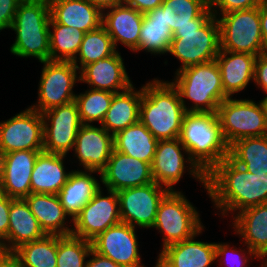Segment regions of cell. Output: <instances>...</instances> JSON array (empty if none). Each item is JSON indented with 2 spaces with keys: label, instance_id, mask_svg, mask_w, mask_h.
<instances>
[{
  "label": "cell",
  "instance_id": "7a4b0ae2",
  "mask_svg": "<svg viewBox=\"0 0 267 267\" xmlns=\"http://www.w3.org/2000/svg\"><path fill=\"white\" fill-rule=\"evenodd\" d=\"M185 113L179 92L171 82L154 78L143 85L139 121L157 140L179 138Z\"/></svg>",
  "mask_w": 267,
  "mask_h": 267
},
{
  "label": "cell",
  "instance_id": "db71d44e",
  "mask_svg": "<svg viewBox=\"0 0 267 267\" xmlns=\"http://www.w3.org/2000/svg\"><path fill=\"white\" fill-rule=\"evenodd\" d=\"M3 250H2V245H1V243H0V252H2Z\"/></svg>",
  "mask_w": 267,
  "mask_h": 267
},
{
  "label": "cell",
  "instance_id": "9a60e30c",
  "mask_svg": "<svg viewBox=\"0 0 267 267\" xmlns=\"http://www.w3.org/2000/svg\"><path fill=\"white\" fill-rule=\"evenodd\" d=\"M102 191L100 188L72 221L73 236L91 241L121 222L117 192L107 189L109 195L104 196Z\"/></svg>",
  "mask_w": 267,
  "mask_h": 267
},
{
  "label": "cell",
  "instance_id": "4316f807",
  "mask_svg": "<svg viewBox=\"0 0 267 267\" xmlns=\"http://www.w3.org/2000/svg\"><path fill=\"white\" fill-rule=\"evenodd\" d=\"M24 199L46 235L72 234V227L69 228L65 223L69 215L65 212L58 195L31 193Z\"/></svg>",
  "mask_w": 267,
  "mask_h": 267
},
{
  "label": "cell",
  "instance_id": "e0dca14e",
  "mask_svg": "<svg viewBox=\"0 0 267 267\" xmlns=\"http://www.w3.org/2000/svg\"><path fill=\"white\" fill-rule=\"evenodd\" d=\"M100 173V182L115 192L154 182L151 164L116 151L114 148L106 167Z\"/></svg>",
  "mask_w": 267,
  "mask_h": 267
},
{
  "label": "cell",
  "instance_id": "681fc988",
  "mask_svg": "<svg viewBox=\"0 0 267 267\" xmlns=\"http://www.w3.org/2000/svg\"><path fill=\"white\" fill-rule=\"evenodd\" d=\"M90 4L96 6L101 12L124 4V0H87Z\"/></svg>",
  "mask_w": 267,
  "mask_h": 267
},
{
  "label": "cell",
  "instance_id": "5b68a950",
  "mask_svg": "<svg viewBox=\"0 0 267 267\" xmlns=\"http://www.w3.org/2000/svg\"><path fill=\"white\" fill-rule=\"evenodd\" d=\"M175 74L171 83L178 90L186 112L217 113L219 105L228 98L216 60L184 68ZM185 98L194 105L186 106Z\"/></svg>",
  "mask_w": 267,
  "mask_h": 267
},
{
  "label": "cell",
  "instance_id": "ba28073f",
  "mask_svg": "<svg viewBox=\"0 0 267 267\" xmlns=\"http://www.w3.org/2000/svg\"><path fill=\"white\" fill-rule=\"evenodd\" d=\"M220 16L217 18L220 26V50L255 56L267 51L261 33L259 6Z\"/></svg>",
  "mask_w": 267,
  "mask_h": 267
},
{
  "label": "cell",
  "instance_id": "83f0119b",
  "mask_svg": "<svg viewBox=\"0 0 267 267\" xmlns=\"http://www.w3.org/2000/svg\"><path fill=\"white\" fill-rule=\"evenodd\" d=\"M89 172V173H88ZM97 171L73 170L71 171L66 184L58 192L59 200L65 212L72 218L80 213L82 208L94 197L101 188L98 179L92 173Z\"/></svg>",
  "mask_w": 267,
  "mask_h": 267
},
{
  "label": "cell",
  "instance_id": "4fadbf2b",
  "mask_svg": "<svg viewBox=\"0 0 267 267\" xmlns=\"http://www.w3.org/2000/svg\"><path fill=\"white\" fill-rule=\"evenodd\" d=\"M42 115L43 151L67 155L73 149L78 130L82 126L76 101L49 109Z\"/></svg>",
  "mask_w": 267,
  "mask_h": 267
},
{
  "label": "cell",
  "instance_id": "7bdbcfd3",
  "mask_svg": "<svg viewBox=\"0 0 267 267\" xmlns=\"http://www.w3.org/2000/svg\"><path fill=\"white\" fill-rule=\"evenodd\" d=\"M253 82L267 93V51L256 58Z\"/></svg>",
  "mask_w": 267,
  "mask_h": 267
},
{
  "label": "cell",
  "instance_id": "1f68e13d",
  "mask_svg": "<svg viewBox=\"0 0 267 267\" xmlns=\"http://www.w3.org/2000/svg\"><path fill=\"white\" fill-rule=\"evenodd\" d=\"M114 149L152 164L158 140L139 121L113 136Z\"/></svg>",
  "mask_w": 267,
  "mask_h": 267
},
{
  "label": "cell",
  "instance_id": "2e32d148",
  "mask_svg": "<svg viewBox=\"0 0 267 267\" xmlns=\"http://www.w3.org/2000/svg\"><path fill=\"white\" fill-rule=\"evenodd\" d=\"M135 228L119 222L91 240L92 249L124 267H145L138 249Z\"/></svg>",
  "mask_w": 267,
  "mask_h": 267
},
{
  "label": "cell",
  "instance_id": "d590c367",
  "mask_svg": "<svg viewBox=\"0 0 267 267\" xmlns=\"http://www.w3.org/2000/svg\"><path fill=\"white\" fill-rule=\"evenodd\" d=\"M22 267H57V235H45L13 251Z\"/></svg>",
  "mask_w": 267,
  "mask_h": 267
},
{
  "label": "cell",
  "instance_id": "6da1fadb",
  "mask_svg": "<svg viewBox=\"0 0 267 267\" xmlns=\"http://www.w3.org/2000/svg\"><path fill=\"white\" fill-rule=\"evenodd\" d=\"M206 190L223 216L238 213L267 203V173H250L227 157L206 174Z\"/></svg>",
  "mask_w": 267,
  "mask_h": 267
},
{
  "label": "cell",
  "instance_id": "7dc6e473",
  "mask_svg": "<svg viewBox=\"0 0 267 267\" xmlns=\"http://www.w3.org/2000/svg\"><path fill=\"white\" fill-rule=\"evenodd\" d=\"M0 267H22L13 252H0Z\"/></svg>",
  "mask_w": 267,
  "mask_h": 267
},
{
  "label": "cell",
  "instance_id": "5bb4252c",
  "mask_svg": "<svg viewBox=\"0 0 267 267\" xmlns=\"http://www.w3.org/2000/svg\"><path fill=\"white\" fill-rule=\"evenodd\" d=\"M43 115L26 108L12 118L0 122V150L3 154L31 150L43 151Z\"/></svg>",
  "mask_w": 267,
  "mask_h": 267
},
{
  "label": "cell",
  "instance_id": "7402d4cb",
  "mask_svg": "<svg viewBox=\"0 0 267 267\" xmlns=\"http://www.w3.org/2000/svg\"><path fill=\"white\" fill-rule=\"evenodd\" d=\"M233 226L236 234L247 245L250 258L267 257V203L252 206L238 212L233 217Z\"/></svg>",
  "mask_w": 267,
  "mask_h": 267
},
{
  "label": "cell",
  "instance_id": "f907efd6",
  "mask_svg": "<svg viewBox=\"0 0 267 267\" xmlns=\"http://www.w3.org/2000/svg\"><path fill=\"white\" fill-rule=\"evenodd\" d=\"M3 161H4V154L0 150V181H1L2 173H3Z\"/></svg>",
  "mask_w": 267,
  "mask_h": 267
},
{
  "label": "cell",
  "instance_id": "e575fe53",
  "mask_svg": "<svg viewBox=\"0 0 267 267\" xmlns=\"http://www.w3.org/2000/svg\"><path fill=\"white\" fill-rule=\"evenodd\" d=\"M50 60L51 61H73L77 56L85 32L62 24H57L52 18L50 20Z\"/></svg>",
  "mask_w": 267,
  "mask_h": 267
},
{
  "label": "cell",
  "instance_id": "ac0fdd59",
  "mask_svg": "<svg viewBox=\"0 0 267 267\" xmlns=\"http://www.w3.org/2000/svg\"><path fill=\"white\" fill-rule=\"evenodd\" d=\"M114 148L113 135L101 125L82 124L74 143V155L84 170L101 171L106 167Z\"/></svg>",
  "mask_w": 267,
  "mask_h": 267
},
{
  "label": "cell",
  "instance_id": "3957f363",
  "mask_svg": "<svg viewBox=\"0 0 267 267\" xmlns=\"http://www.w3.org/2000/svg\"><path fill=\"white\" fill-rule=\"evenodd\" d=\"M179 140L188 156L205 174L229 157V145L224 139L217 113L186 112Z\"/></svg>",
  "mask_w": 267,
  "mask_h": 267
},
{
  "label": "cell",
  "instance_id": "b9f144b4",
  "mask_svg": "<svg viewBox=\"0 0 267 267\" xmlns=\"http://www.w3.org/2000/svg\"><path fill=\"white\" fill-rule=\"evenodd\" d=\"M23 0H0V31L12 26L15 13Z\"/></svg>",
  "mask_w": 267,
  "mask_h": 267
},
{
  "label": "cell",
  "instance_id": "816d5d0a",
  "mask_svg": "<svg viewBox=\"0 0 267 267\" xmlns=\"http://www.w3.org/2000/svg\"><path fill=\"white\" fill-rule=\"evenodd\" d=\"M260 102H261V104L263 106L264 114H265L266 121H267V96L264 97Z\"/></svg>",
  "mask_w": 267,
  "mask_h": 267
},
{
  "label": "cell",
  "instance_id": "30bf717a",
  "mask_svg": "<svg viewBox=\"0 0 267 267\" xmlns=\"http://www.w3.org/2000/svg\"><path fill=\"white\" fill-rule=\"evenodd\" d=\"M40 75L38 101L30 108L43 113L75 100L73 87L80 81L79 69L72 61H44ZM78 71V73H77Z\"/></svg>",
  "mask_w": 267,
  "mask_h": 267
},
{
  "label": "cell",
  "instance_id": "9c48e42d",
  "mask_svg": "<svg viewBox=\"0 0 267 267\" xmlns=\"http://www.w3.org/2000/svg\"><path fill=\"white\" fill-rule=\"evenodd\" d=\"M217 114L229 146L241 138L267 135V121L260 101L228 97L219 105Z\"/></svg>",
  "mask_w": 267,
  "mask_h": 267
},
{
  "label": "cell",
  "instance_id": "d4e9b609",
  "mask_svg": "<svg viewBox=\"0 0 267 267\" xmlns=\"http://www.w3.org/2000/svg\"><path fill=\"white\" fill-rule=\"evenodd\" d=\"M256 58L248 53L219 51L215 60L220 68L224 93L228 97L245 90L250 80H254Z\"/></svg>",
  "mask_w": 267,
  "mask_h": 267
},
{
  "label": "cell",
  "instance_id": "8992f818",
  "mask_svg": "<svg viewBox=\"0 0 267 267\" xmlns=\"http://www.w3.org/2000/svg\"><path fill=\"white\" fill-rule=\"evenodd\" d=\"M220 51V26L214 15L203 26H185L173 33L169 52L184 68L215 60Z\"/></svg>",
  "mask_w": 267,
  "mask_h": 267
},
{
  "label": "cell",
  "instance_id": "c3c4849f",
  "mask_svg": "<svg viewBox=\"0 0 267 267\" xmlns=\"http://www.w3.org/2000/svg\"><path fill=\"white\" fill-rule=\"evenodd\" d=\"M259 16L261 21V33L267 47V0H262L259 6Z\"/></svg>",
  "mask_w": 267,
  "mask_h": 267
},
{
  "label": "cell",
  "instance_id": "277c9868",
  "mask_svg": "<svg viewBox=\"0 0 267 267\" xmlns=\"http://www.w3.org/2000/svg\"><path fill=\"white\" fill-rule=\"evenodd\" d=\"M48 0H23L15 13L11 30L16 32L10 52L19 57H35L39 62L50 60Z\"/></svg>",
  "mask_w": 267,
  "mask_h": 267
},
{
  "label": "cell",
  "instance_id": "484cf974",
  "mask_svg": "<svg viewBox=\"0 0 267 267\" xmlns=\"http://www.w3.org/2000/svg\"><path fill=\"white\" fill-rule=\"evenodd\" d=\"M51 18L64 26L90 32L102 25V12L87 0H48Z\"/></svg>",
  "mask_w": 267,
  "mask_h": 267
},
{
  "label": "cell",
  "instance_id": "cb8c5ba5",
  "mask_svg": "<svg viewBox=\"0 0 267 267\" xmlns=\"http://www.w3.org/2000/svg\"><path fill=\"white\" fill-rule=\"evenodd\" d=\"M45 235L25 199L11 198L8 235L1 242L2 250L13 252L20 245L39 240Z\"/></svg>",
  "mask_w": 267,
  "mask_h": 267
},
{
  "label": "cell",
  "instance_id": "7c38bea8",
  "mask_svg": "<svg viewBox=\"0 0 267 267\" xmlns=\"http://www.w3.org/2000/svg\"><path fill=\"white\" fill-rule=\"evenodd\" d=\"M159 184H150L117 191L121 222L139 228H152L159 203L169 192ZM137 224V225H136Z\"/></svg>",
  "mask_w": 267,
  "mask_h": 267
},
{
  "label": "cell",
  "instance_id": "8fae6325",
  "mask_svg": "<svg viewBox=\"0 0 267 267\" xmlns=\"http://www.w3.org/2000/svg\"><path fill=\"white\" fill-rule=\"evenodd\" d=\"M185 152L183 153L182 152ZM186 148L182 145L179 138L172 140H158L154 159L151 164L154 182L167 188L169 191H175L174 184L178 183L186 171L189 164V174L195 180L200 181L206 189V174L195 164L187 155Z\"/></svg>",
  "mask_w": 267,
  "mask_h": 267
},
{
  "label": "cell",
  "instance_id": "d6986e66",
  "mask_svg": "<svg viewBox=\"0 0 267 267\" xmlns=\"http://www.w3.org/2000/svg\"><path fill=\"white\" fill-rule=\"evenodd\" d=\"M42 151L22 150L4 154L0 192L12 199L31 194V174Z\"/></svg>",
  "mask_w": 267,
  "mask_h": 267
},
{
  "label": "cell",
  "instance_id": "bcb514c9",
  "mask_svg": "<svg viewBox=\"0 0 267 267\" xmlns=\"http://www.w3.org/2000/svg\"><path fill=\"white\" fill-rule=\"evenodd\" d=\"M163 0H124V4L135 8L137 11L145 13L159 7Z\"/></svg>",
  "mask_w": 267,
  "mask_h": 267
},
{
  "label": "cell",
  "instance_id": "603a6c76",
  "mask_svg": "<svg viewBox=\"0 0 267 267\" xmlns=\"http://www.w3.org/2000/svg\"><path fill=\"white\" fill-rule=\"evenodd\" d=\"M106 11L102 12V26L112 38L115 48L120 42L134 51L138 47L144 13L125 4Z\"/></svg>",
  "mask_w": 267,
  "mask_h": 267
},
{
  "label": "cell",
  "instance_id": "52a82bcc",
  "mask_svg": "<svg viewBox=\"0 0 267 267\" xmlns=\"http://www.w3.org/2000/svg\"><path fill=\"white\" fill-rule=\"evenodd\" d=\"M204 226L196 207L180 191H169L158 206L156 228L163 236L162 249L195 236Z\"/></svg>",
  "mask_w": 267,
  "mask_h": 267
},
{
  "label": "cell",
  "instance_id": "f1b7e54d",
  "mask_svg": "<svg viewBox=\"0 0 267 267\" xmlns=\"http://www.w3.org/2000/svg\"><path fill=\"white\" fill-rule=\"evenodd\" d=\"M66 155L40 152L31 174V193L58 194L71 173L65 171Z\"/></svg>",
  "mask_w": 267,
  "mask_h": 267
},
{
  "label": "cell",
  "instance_id": "836d02e7",
  "mask_svg": "<svg viewBox=\"0 0 267 267\" xmlns=\"http://www.w3.org/2000/svg\"><path fill=\"white\" fill-rule=\"evenodd\" d=\"M229 158L253 174L267 173V135L245 137L229 146Z\"/></svg>",
  "mask_w": 267,
  "mask_h": 267
},
{
  "label": "cell",
  "instance_id": "8d00e7d4",
  "mask_svg": "<svg viewBox=\"0 0 267 267\" xmlns=\"http://www.w3.org/2000/svg\"><path fill=\"white\" fill-rule=\"evenodd\" d=\"M116 51L112 38L101 25L98 29L85 33L79 52L72 63L81 71L86 65L107 58Z\"/></svg>",
  "mask_w": 267,
  "mask_h": 267
},
{
  "label": "cell",
  "instance_id": "f6af8a7d",
  "mask_svg": "<svg viewBox=\"0 0 267 267\" xmlns=\"http://www.w3.org/2000/svg\"><path fill=\"white\" fill-rule=\"evenodd\" d=\"M89 256H92V258L87 260L86 267H124L118 265L108 257L95 252L93 249L90 251Z\"/></svg>",
  "mask_w": 267,
  "mask_h": 267
},
{
  "label": "cell",
  "instance_id": "f546056e",
  "mask_svg": "<svg viewBox=\"0 0 267 267\" xmlns=\"http://www.w3.org/2000/svg\"><path fill=\"white\" fill-rule=\"evenodd\" d=\"M134 90L131 85L127 90L115 93L101 126L113 136L120 130L139 122L140 103L142 100L143 86Z\"/></svg>",
  "mask_w": 267,
  "mask_h": 267
},
{
  "label": "cell",
  "instance_id": "f5cc1de1",
  "mask_svg": "<svg viewBox=\"0 0 267 267\" xmlns=\"http://www.w3.org/2000/svg\"><path fill=\"white\" fill-rule=\"evenodd\" d=\"M261 259H263V261H264V259H265L264 262L262 261L263 264L261 265V267H267V258H266V256H263V257H260V258H259V260H261Z\"/></svg>",
  "mask_w": 267,
  "mask_h": 267
},
{
  "label": "cell",
  "instance_id": "60d3db41",
  "mask_svg": "<svg viewBox=\"0 0 267 267\" xmlns=\"http://www.w3.org/2000/svg\"><path fill=\"white\" fill-rule=\"evenodd\" d=\"M240 252H243V254ZM245 253H246L245 249L244 250H241V249L237 250L236 247L232 249V247H230V245H228L227 243L226 244L225 243H215L216 261L218 262L217 259L220 258L219 260L221 262V259H223L224 256H226L225 260H222L223 262H221L220 265H222L225 261L230 260L229 263L226 262V264L227 263L229 264V267H247L246 264H247L248 260H250V259H247L248 256H246Z\"/></svg>",
  "mask_w": 267,
  "mask_h": 267
},
{
  "label": "cell",
  "instance_id": "ee69618b",
  "mask_svg": "<svg viewBox=\"0 0 267 267\" xmlns=\"http://www.w3.org/2000/svg\"><path fill=\"white\" fill-rule=\"evenodd\" d=\"M11 198L0 192V243L7 237Z\"/></svg>",
  "mask_w": 267,
  "mask_h": 267
},
{
  "label": "cell",
  "instance_id": "ffe728a7",
  "mask_svg": "<svg viewBox=\"0 0 267 267\" xmlns=\"http://www.w3.org/2000/svg\"><path fill=\"white\" fill-rule=\"evenodd\" d=\"M118 50L111 56L86 65L80 71V82L96 90L119 93L133 85ZM121 90V91H120Z\"/></svg>",
  "mask_w": 267,
  "mask_h": 267
},
{
  "label": "cell",
  "instance_id": "74e56055",
  "mask_svg": "<svg viewBox=\"0 0 267 267\" xmlns=\"http://www.w3.org/2000/svg\"><path fill=\"white\" fill-rule=\"evenodd\" d=\"M114 94L109 91L92 88L85 91V93L76 94L75 101L82 124H91L95 121L101 124L110 108Z\"/></svg>",
  "mask_w": 267,
  "mask_h": 267
},
{
  "label": "cell",
  "instance_id": "ab89813d",
  "mask_svg": "<svg viewBox=\"0 0 267 267\" xmlns=\"http://www.w3.org/2000/svg\"><path fill=\"white\" fill-rule=\"evenodd\" d=\"M209 9L217 17L235 10H247L260 6L262 0H208ZM217 9V10H216Z\"/></svg>",
  "mask_w": 267,
  "mask_h": 267
},
{
  "label": "cell",
  "instance_id": "d6a6232c",
  "mask_svg": "<svg viewBox=\"0 0 267 267\" xmlns=\"http://www.w3.org/2000/svg\"><path fill=\"white\" fill-rule=\"evenodd\" d=\"M160 6L173 33L185 26H203L213 16L208 0H163Z\"/></svg>",
  "mask_w": 267,
  "mask_h": 267
},
{
  "label": "cell",
  "instance_id": "4dcf8cb0",
  "mask_svg": "<svg viewBox=\"0 0 267 267\" xmlns=\"http://www.w3.org/2000/svg\"><path fill=\"white\" fill-rule=\"evenodd\" d=\"M173 32L166 24L165 10L161 6L144 13L138 47L133 52L146 51L151 54H167Z\"/></svg>",
  "mask_w": 267,
  "mask_h": 267
},
{
  "label": "cell",
  "instance_id": "44dd1931",
  "mask_svg": "<svg viewBox=\"0 0 267 267\" xmlns=\"http://www.w3.org/2000/svg\"><path fill=\"white\" fill-rule=\"evenodd\" d=\"M204 227L193 237L162 249L155 267H210L216 260L215 242L194 240Z\"/></svg>",
  "mask_w": 267,
  "mask_h": 267
},
{
  "label": "cell",
  "instance_id": "f35d334b",
  "mask_svg": "<svg viewBox=\"0 0 267 267\" xmlns=\"http://www.w3.org/2000/svg\"><path fill=\"white\" fill-rule=\"evenodd\" d=\"M91 241L76 236L57 235V267H86Z\"/></svg>",
  "mask_w": 267,
  "mask_h": 267
}]
</instances>
